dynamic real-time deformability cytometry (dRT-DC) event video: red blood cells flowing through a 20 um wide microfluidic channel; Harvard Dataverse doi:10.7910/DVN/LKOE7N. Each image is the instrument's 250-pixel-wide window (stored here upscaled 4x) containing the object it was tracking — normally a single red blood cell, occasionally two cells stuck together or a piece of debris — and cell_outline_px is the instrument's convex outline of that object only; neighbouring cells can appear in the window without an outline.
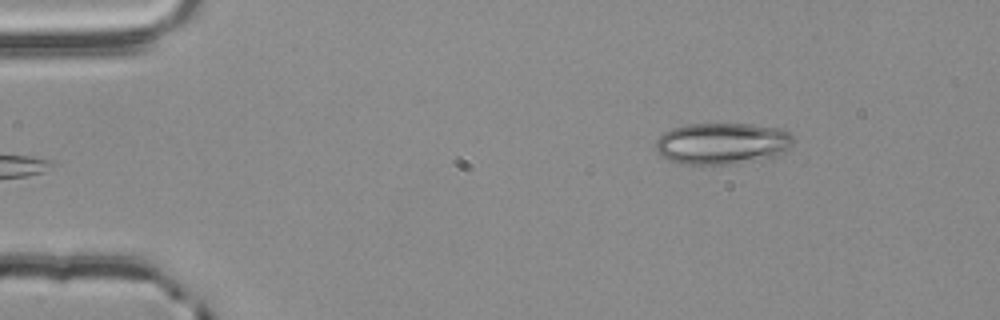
{"species": "common noctule bat (a hibernating species)", "species_latin": "Nyctalus noctula", "temperature_condition": "room temperature", "stored_images_in_passage": 47, "camera_frame_rate_fps": 3000, "um_per_image_px": 0.085, "animal": {"sex": "male", "body_mass_g": 20.4}, "frame": {"image": 1, "passage_image": 1, "time_ms": 0.0, "image_size_px": [1000, 320], "cell_outline_px": [[796, 140], [788, 148], [776, 156], [732, 164], [680, 164], [668, 160], [660, 156], [656, 148], [656, 140], [664, 132], [672, 128], [688, 124], [752, 124], [784, 128]], "centroid_in_image_um": [61.39, 12.19], "position_along_channel_um": 23.6, "area_um2": 33.52}}
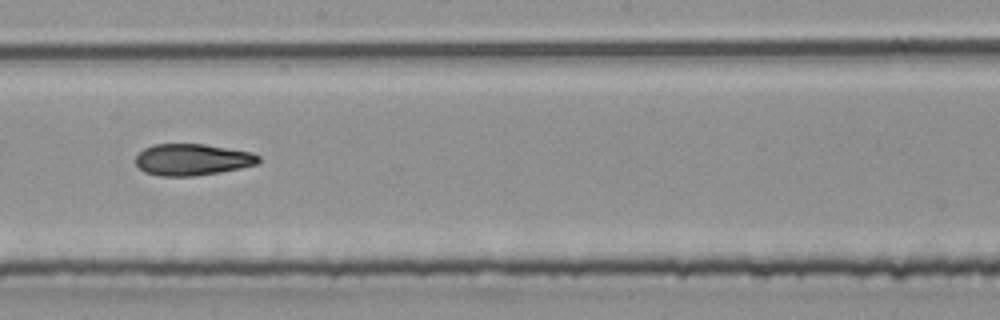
{"frame": {"image": 2, "passage_image": 24, "time_ms": 7.667, "image_size_px": [1000, 320], "cell_outline_px": [[260, 160], [256, 164], [240, 168], [220, 172], [192, 176], [160, 176], [144, 172], [136, 164], [136, 156], [144, 148], [152, 144], [204, 144], [252, 152], [260, 156]], "centroid_in_image_um": [16.34, 13.56], "position_along_channel_um": 231.9, "area_um2": 22.6}}
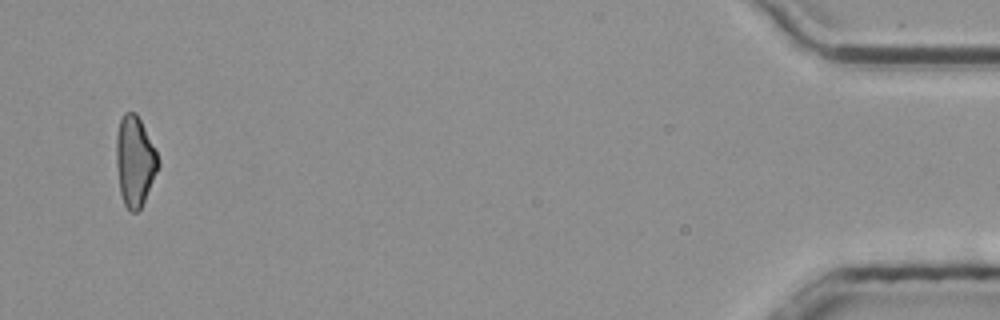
{"frame": {"image": 3, "passage_image": 46, "time_ms": 15.0, "image_size_px": [1000, 320], "cell_outline_px": [[160, 164], [144, 200], [140, 208], [136, 212], [128, 212], [124, 204], [120, 192], [116, 164], [116, 132], [120, 120], [124, 112], [136, 112], [156, 152]], "centroid_in_image_um": [11.43, 13.7], "position_along_channel_um": 423.8, "area_um2": 21.79}}